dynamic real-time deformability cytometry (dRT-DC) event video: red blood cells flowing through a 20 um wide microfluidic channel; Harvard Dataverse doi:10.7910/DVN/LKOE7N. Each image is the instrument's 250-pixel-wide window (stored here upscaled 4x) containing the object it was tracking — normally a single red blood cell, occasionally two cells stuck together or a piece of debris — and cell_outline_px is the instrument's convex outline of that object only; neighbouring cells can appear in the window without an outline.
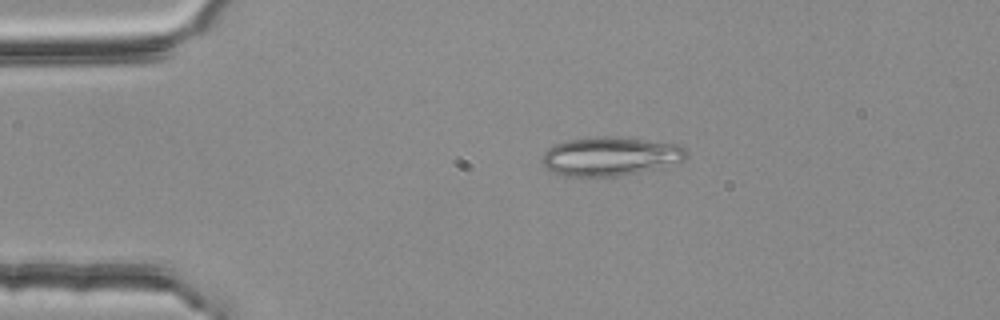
{"species": "common noctule bat (a hibernating species)", "species_latin": "Nyctalus noctula", "temperature_condition": "room temperature", "stored_images_in_passage": 45, "camera_frame_rate_fps": 3000, "um_per_image_px": 0.085, "animal": {"sex": "female", "body_mass_g": 25.1}, "frame": {"image": 1, "passage_image": 2, "time_ms": 0.333, "image_size_px": [1000, 320], "cell_outline_px": [[688, 156], [684, 160], [620, 176], [564, 176], [552, 172], [544, 164], [544, 152], [548, 148], [556, 144], [568, 140], [604, 136], [608, 136], [680, 144], [688, 148]], "centroid_in_image_um": [51.89, 13.28], "position_along_channel_um": 33.1, "area_um2": 32.08}}
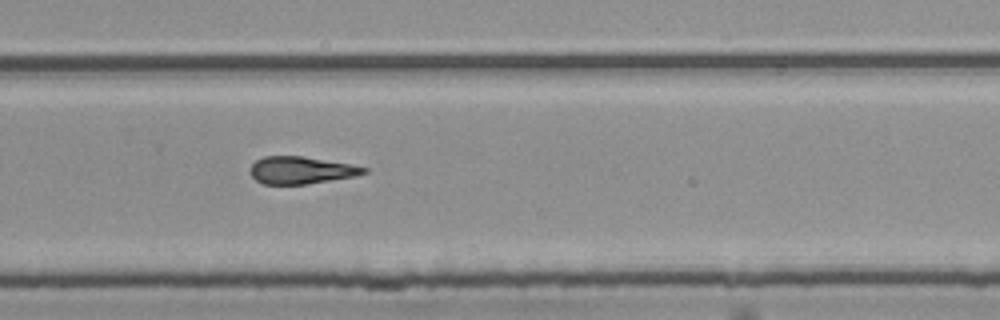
{"frame": {"image": 2, "passage_image": 27, "time_ms": 8.667, "image_size_px": [1000, 320], "cell_outline_px": [[368, 172], [356, 176], [304, 184], [264, 184], [256, 180], [248, 172], [248, 168], [256, 160], [264, 156], [304, 156], [348, 164], [368, 168]], "centroid_in_image_um": [25.54, 14.46], "position_along_channel_um": 304.3, "area_um2": 18.03}}
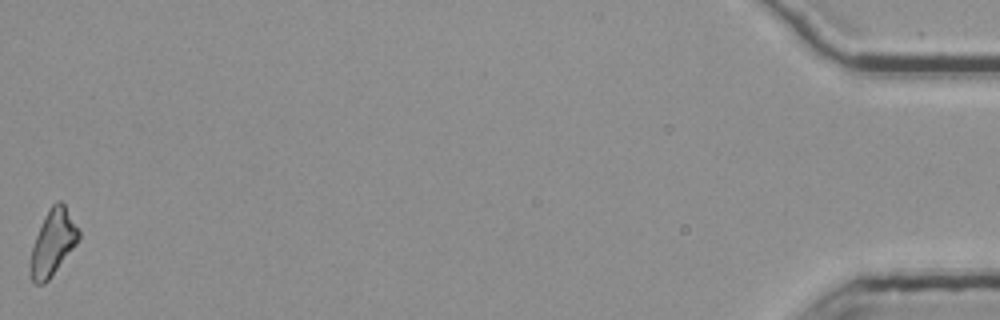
{"frame": {"image": 3, "passage_image": 45, "time_ms": 14.667, "image_size_px": [1000, 320], "cell_outline_px": [[80, 236], [76, 244], [48, 280], [44, 284], [36, 284], [32, 280], [28, 272], [32, 248], [36, 236], [44, 216], [48, 208], [56, 200], [60, 200], [64, 204], [80, 232]], "centroid_in_image_um": [4.47, 20.62], "position_along_channel_um": 430.7, "area_um2": 18.32}, "authors_computed_cell_mechanics": {"area_um2": 18.7272, "velocity_mm_per_s": 3.8028, "shape_relaxation_time_tau1_ms": null, "shape_relaxation_time_tau2_ms": 3.5447, "deformation_change_tau1": null, "deformation_change_tau2": 0.1294}}